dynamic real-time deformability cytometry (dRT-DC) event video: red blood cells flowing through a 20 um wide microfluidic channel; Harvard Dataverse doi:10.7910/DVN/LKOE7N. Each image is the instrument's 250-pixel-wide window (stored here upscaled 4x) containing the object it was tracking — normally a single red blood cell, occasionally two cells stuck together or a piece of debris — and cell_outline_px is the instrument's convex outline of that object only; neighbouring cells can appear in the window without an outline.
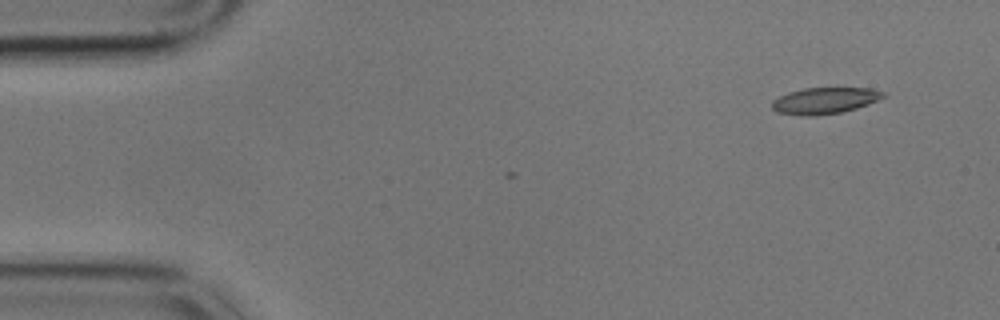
{"species": "common noctule bat (a hibernating species)", "species_latin": "Nyctalus noctula", "temperature_condition": "cold", "stored_images_in_passage": 2, "camera_frame_rate_fps": 3000, "um_per_image_px": 0.085, "animal": {"sex": "male", "body_mass_g": 17.9}, "frame": {"image": 1, "passage_image": 2, "time_ms": 0.333, "image_size_px": [1000, 320], "cell_outline_px": [[884, 96], [868, 104], [856, 108], [840, 112], [816, 116], [800, 116], [776, 112], [772, 108], [772, 100], [788, 92], [804, 88], [868, 88], [884, 92]], "centroid_in_image_um": [70.03, 8.56], "position_along_channel_um": 15.0, "area_um2": 16.99}}